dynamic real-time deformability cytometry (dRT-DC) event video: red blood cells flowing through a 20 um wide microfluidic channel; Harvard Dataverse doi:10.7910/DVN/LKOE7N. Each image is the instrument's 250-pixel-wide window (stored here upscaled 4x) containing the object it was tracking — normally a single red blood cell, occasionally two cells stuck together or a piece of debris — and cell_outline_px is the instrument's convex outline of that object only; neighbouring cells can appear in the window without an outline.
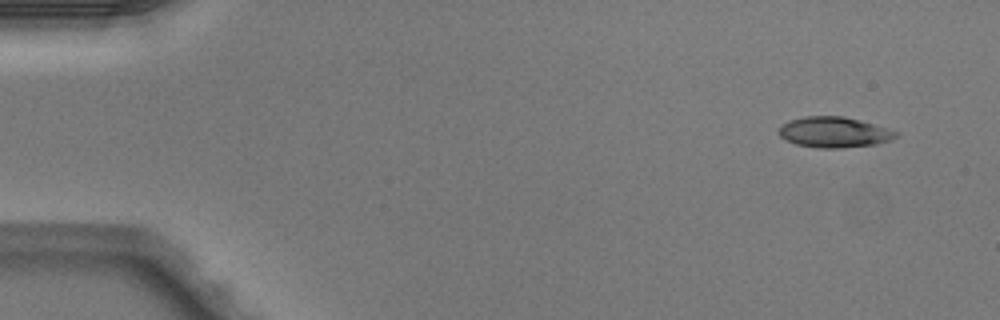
{"species": "Egyptian fruit bat (a non-hibernating species)", "species_latin": "Rousettus aegyptiacus", "temperature_condition": "warm", "stored_images_in_passage": 5, "camera_frame_rate_fps": 3000, "um_per_image_px": 0.085, "animal": {"sex": "male"}, "frame": {"image": 1, "passage_image": 5, "time_ms": 1.333, "image_size_px": [1000, 320], "cell_outline_px": [[900, 132], [896, 136], [888, 140], [876, 144], [840, 148], [820, 148], [796, 144], [784, 140], [780, 136], [780, 128], [788, 120], [804, 116], [844, 116], [860, 120], [888, 128]], "centroid_in_image_um": [70.89, 11.23], "position_along_channel_um": 14.1, "area_um2": 20.81}}